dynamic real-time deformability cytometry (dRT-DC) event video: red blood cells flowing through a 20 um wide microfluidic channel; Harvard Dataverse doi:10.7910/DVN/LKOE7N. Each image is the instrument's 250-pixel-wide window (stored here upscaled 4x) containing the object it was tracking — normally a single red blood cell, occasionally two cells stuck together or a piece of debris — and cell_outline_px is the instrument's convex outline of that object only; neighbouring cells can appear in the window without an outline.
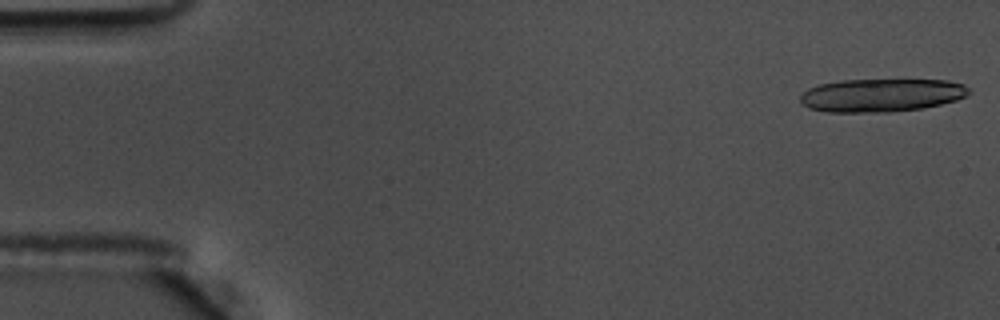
{"species": "common noctule bat (a hibernating species)", "species_latin": "Nyctalus noctula", "temperature_condition": "warm", "stored_images_in_passage": 19, "camera_frame_rate_fps": 3000, "um_per_image_px": 0.085, "animal": {"sex": "male", "body_mass_g": 17.5, "forearm_length_mm": 52.3}, "frame": {"image": 1, "passage_image": 1, "time_ms": 0.0, "image_size_px": [1000, 320], "cell_outline_px": [[972, 92], [956, 100], [924, 108], [888, 112], [828, 112], [808, 108], [800, 100], [800, 96], [808, 88], [820, 84], [840, 80], [948, 80], [964, 84]], "centroid_in_image_um": [74.92, 8.09], "position_along_channel_um": 10.1, "area_um2": 32.6}}